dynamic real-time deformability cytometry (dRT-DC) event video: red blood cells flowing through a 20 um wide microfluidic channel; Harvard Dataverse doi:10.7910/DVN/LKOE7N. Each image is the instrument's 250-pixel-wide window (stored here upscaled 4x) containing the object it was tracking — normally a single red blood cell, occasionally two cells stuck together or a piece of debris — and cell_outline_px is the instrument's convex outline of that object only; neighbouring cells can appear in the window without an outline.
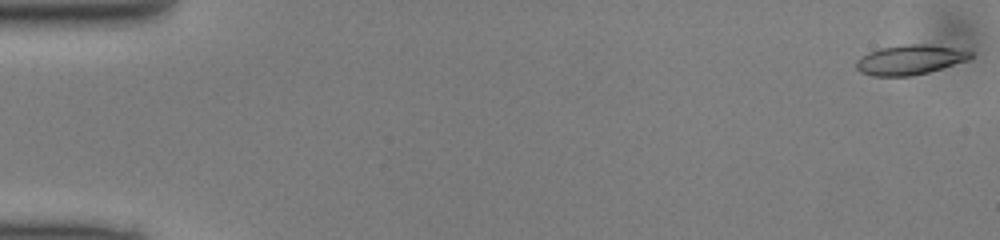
{"species": "common noctule bat (a hibernating species)", "species_latin": "Nyctalus noctula", "temperature_condition": "cold", "stored_images_in_passage": 44, "camera_frame_rate_fps": 3000, "um_per_image_px": 0.085, "animal": {"sex": "male", "body_mass_g": 13.0, "forearm_length_mm": 53.1}, "frame": {"image": 1, "passage_image": 1, "time_ms": 0.0, "image_size_px": [1000, 240], "cell_outline_px": [[972, 56], [964, 60], [928, 72], [912, 76], [872, 76], [860, 72], [856, 68], [856, 60], [868, 52], [880, 48], [904, 44], [924, 44], [956, 48], [972, 52]], "centroid_in_image_um": [77.27, 5.08], "position_along_channel_um": 7.7, "area_um2": 19.54}}
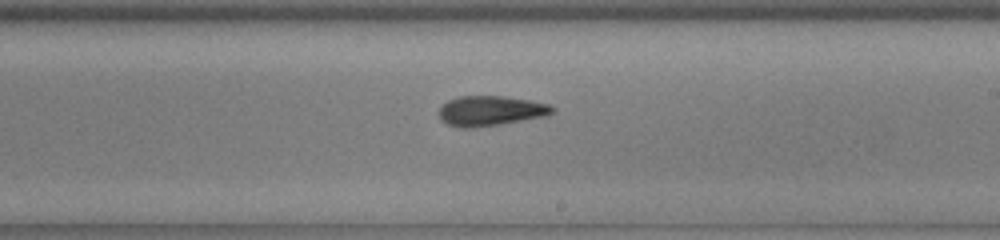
{"frame": {"image": 2, "passage_image": 29, "time_ms": 9.333, "image_size_px": [1000, 240], "cell_outline_px": [[556, 108], [548, 116], [500, 124], [472, 128], [460, 128], [448, 124], [440, 120], [440, 108], [448, 100], [460, 96], [504, 96], [528, 100], [548, 104]], "centroid_in_image_um": [41.71, 9.43], "position_along_channel_um": 247.3, "area_um2": 19.77}}
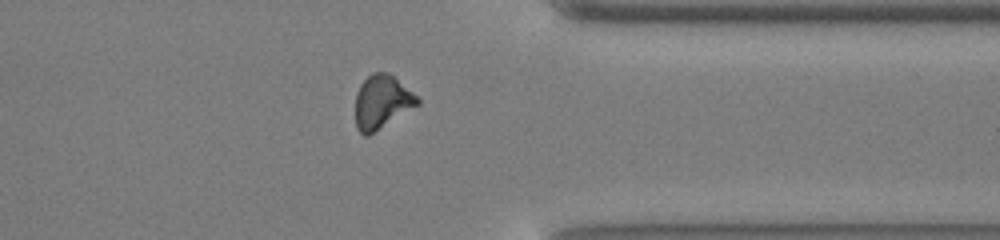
{"frame": {"image": 3, "passage_image": 39, "time_ms": 12.667, "image_size_px": [1000, 240], "cell_outline_px": [[420, 104], [368, 136], [364, 136], [356, 128], [356, 92], [360, 84], [372, 72], [388, 72], [412, 92], [420, 100]], "centroid_in_image_um": [32.44, 8.67], "position_along_channel_um": 379.0, "area_um2": 19.25}}